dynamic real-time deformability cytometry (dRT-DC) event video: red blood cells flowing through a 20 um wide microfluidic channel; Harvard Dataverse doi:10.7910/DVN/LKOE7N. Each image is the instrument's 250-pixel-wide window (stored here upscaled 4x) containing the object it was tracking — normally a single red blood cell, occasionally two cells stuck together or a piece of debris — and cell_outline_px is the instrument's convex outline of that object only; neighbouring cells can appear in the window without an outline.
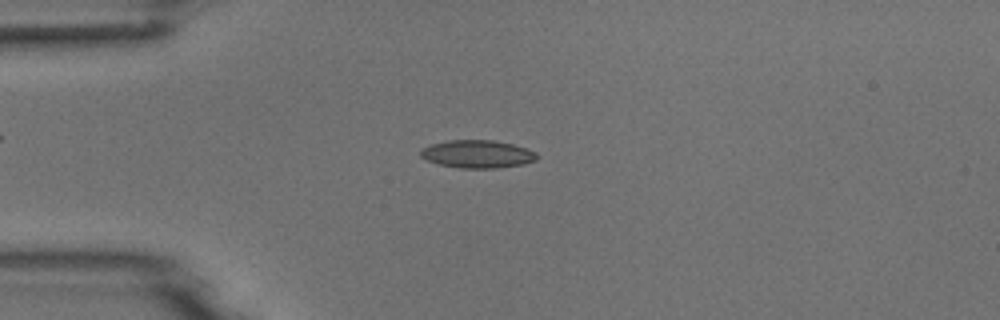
{"species": "common noctule bat (a hibernating species)", "species_latin": "Nyctalus noctula", "temperature_condition": "room temperature", "stored_images_in_passage": 6, "camera_frame_rate_fps": 3000, "um_per_image_px": 0.085, "animal": {"sex": "male", "body_mass_g": 18.8}, "frame": {"image": 1, "passage_image": 3, "time_ms": 2.333, "image_size_px": [1000, 320], "cell_outline_px": [[540, 156], [536, 160], [524, 164], [496, 168], [460, 168], [440, 164], [428, 160], [420, 156], [420, 152], [424, 148], [432, 144], [448, 140], [492, 140], [512, 144], [528, 148], [536, 152]], "centroid_in_image_um": [40.64, 13.09], "position_along_channel_um": 44.4, "area_um2": 18.84}}
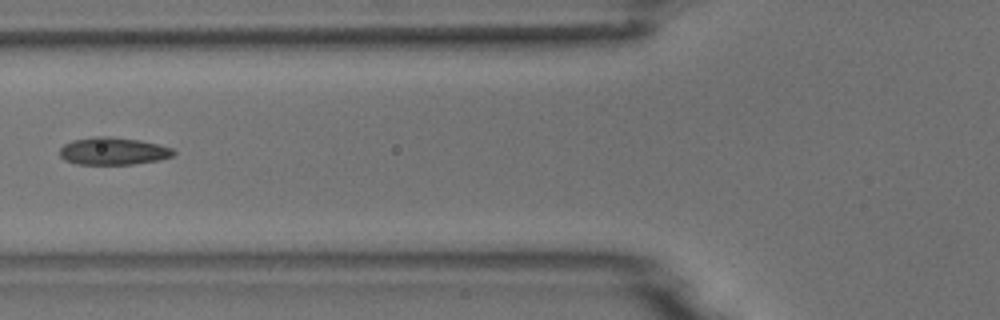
{"frame": {"image": 2, "passage_image": 5, "time_ms": 4.667, "image_size_px": [1000, 320], "cell_outline_px": [[176, 152], [172, 156], [160, 160], [132, 164], [76, 164], [64, 160], [60, 156], [60, 148], [64, 144], [72, 140], [96, 136], [108, 136], [140, 140], [160, 144], [172, 148]], "centroid_in_image_um": [9.62, 12.84], "position_along_channel_um": 116.2, "area_um2": 18.32}}